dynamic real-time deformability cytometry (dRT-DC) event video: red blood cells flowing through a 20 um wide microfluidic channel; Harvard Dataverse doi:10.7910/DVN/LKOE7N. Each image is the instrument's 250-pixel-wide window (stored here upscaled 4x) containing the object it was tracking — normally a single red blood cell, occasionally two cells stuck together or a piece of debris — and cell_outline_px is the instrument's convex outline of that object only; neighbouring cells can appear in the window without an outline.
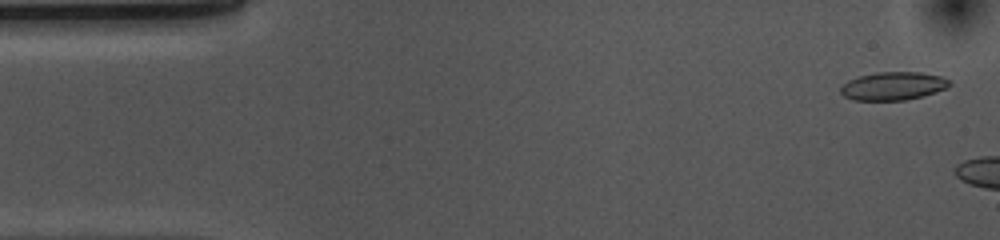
{"species": "common noctule bat (a hibernating species)", "species_latin": "Nyctalus noctula", "temperature_condition": "cold", "stored_images_in_passage": 5, "camera_frame_rate_fps": 3000, "um_per_image_px": 0.085, "animal": {"sex": "female", "body_mass_g": 10.0, "forearm_length_mm": 53.1}, "frame": {"image": 1, "passage_image": 2, "time_ms": 0.333, "image_size_px": [1000, 240], "cell_outline_px": [[952, 84], [936, 92], [904, 100], [852, 100], [844, 96], [840, 92], [840, 88], [848, 80], [860, 76], [876, 72], [920, 72], [940, 76], [948, 80]], "centroid_in_image_um": [75.88, 7.31], "position_along_channel_um": 9.1, "area_um2": 17.69}}